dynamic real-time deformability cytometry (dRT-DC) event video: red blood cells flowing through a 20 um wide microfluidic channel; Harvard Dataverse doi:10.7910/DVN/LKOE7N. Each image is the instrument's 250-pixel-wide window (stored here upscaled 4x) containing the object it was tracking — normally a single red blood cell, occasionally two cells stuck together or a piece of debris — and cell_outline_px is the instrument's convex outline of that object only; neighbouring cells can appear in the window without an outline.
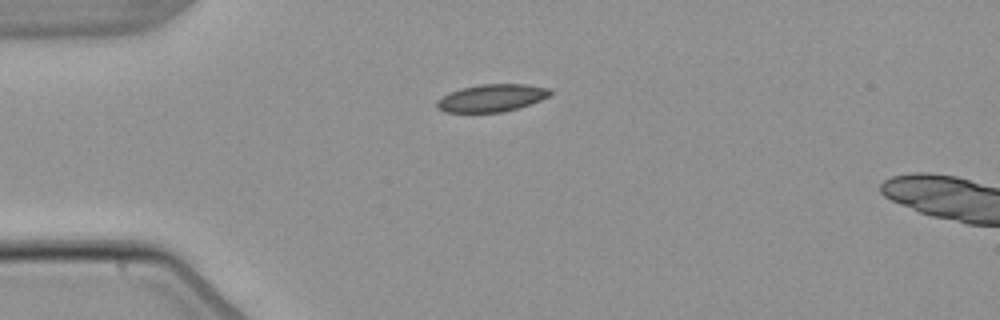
{"species": "common noctule bat (a hibernating species)", "species_latin": "Nyctalus noctula", "temperature_condition": "warm", "stored_images_in_passage": 2, "camera_frame_rate_fps": 3000, "um_per_image_px": 0.085, "animal": {"sex": "male", "body_mass_g": 21.5, "forearm_length_mm": 52.0}, "frame": {"image": 1, "passage_image": 1, "time_ms": 0.0, "image_size_px": [1000, 320], "cell_outline_px": [[552, 92], [548, 96], [540, 100], [504, 112], [444, 112], [436, 108], [436, 100], [448, 92], [460, 88], [480, 84], [524, 84], [548, 88]], "centroid_in_image_um": [41.72, 8.32], "position_along_channel_um": 43.3, "area_um2": 18.09}}